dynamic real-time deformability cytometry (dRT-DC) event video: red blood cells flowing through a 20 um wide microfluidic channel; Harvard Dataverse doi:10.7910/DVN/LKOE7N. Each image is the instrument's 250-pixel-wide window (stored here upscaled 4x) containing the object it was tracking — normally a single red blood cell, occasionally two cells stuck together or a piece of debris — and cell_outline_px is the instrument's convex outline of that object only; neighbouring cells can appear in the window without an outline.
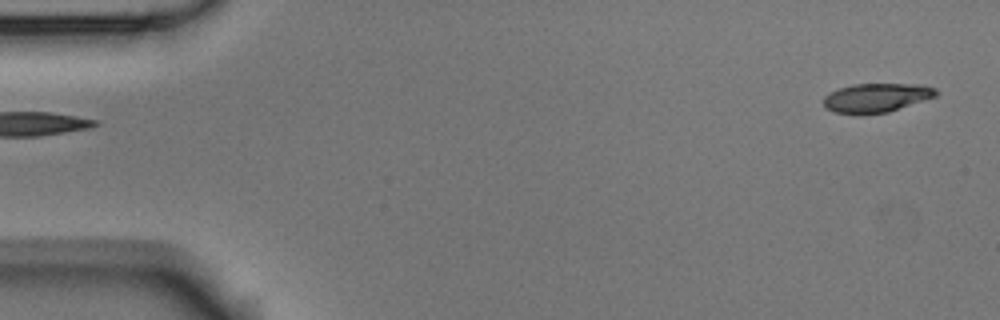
{"species": "Egyptian fruit bat (a non-hibernating species)", "species_latin": "Rousettus aegyptiacus", "temperature_condition": "room temperature", "stored_images_in_passage": 3, "segment_of_instrument_passage": [2, 2], "camera_frame_rate_fps": 3000, "um_per_image_px": 0.085, "animal": {"sex": "male"}, "frame": {"image": 1, "passage_image": 3, "time_ms": 0.667, "image_size_px": [1000, 320], "cell_outline_px": [[940, 92], [936, 96], [888, 112], [836, 112], [828, 108], [824, 104], [824, 96], [828, 92], [852, 84], [920, 84], [936, 88]], "centroid_in_image_um": [74.55, 8.26], "position_along_channel_um": 10.5, "area_um2": 18.5}}